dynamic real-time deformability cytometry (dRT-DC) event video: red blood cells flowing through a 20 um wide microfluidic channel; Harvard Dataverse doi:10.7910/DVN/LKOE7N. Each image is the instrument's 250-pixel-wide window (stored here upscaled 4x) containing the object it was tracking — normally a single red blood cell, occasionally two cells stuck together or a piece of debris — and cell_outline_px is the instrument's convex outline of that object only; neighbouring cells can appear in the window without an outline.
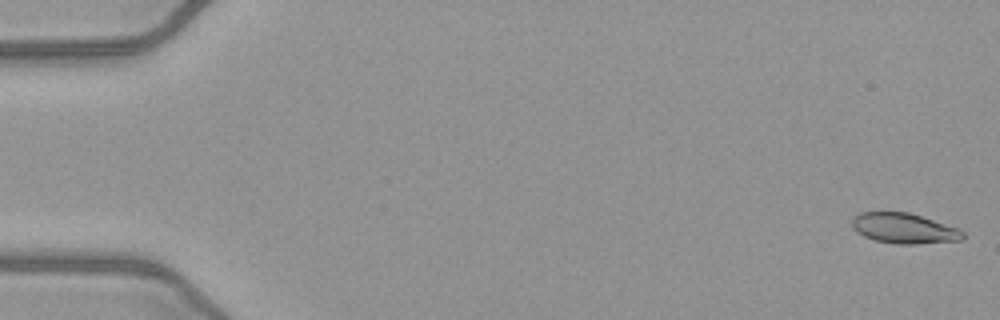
{"species": "common noctule bat (a hibernating species)", "species_latin": "Nyctalus noctula", "temperature_condition": "warm", "stored_images_in_passage": 23, "camera_frame_rate_fps": 3000, "um_per_image_px": 0.085, "animal": {"sex": "female", "body_mass_g": 21.9}, "frame": {"image": 1, "passage_image": 1, "time_ms": 0.0, "image_size_px": [1000, 320], "cell_outline_px": [[964, 236], [960, 240], [916, 244], [896, 244], [876, 240], [864, 236], [856, 232], [852, 228], [852, 220], [860, 212], [908, 212], [960, 228], [964, 232]], "centroid_in_image_um": [76.85, 19.41], "position_along_channel_um": 8.2, "area_um2": 19.54}}
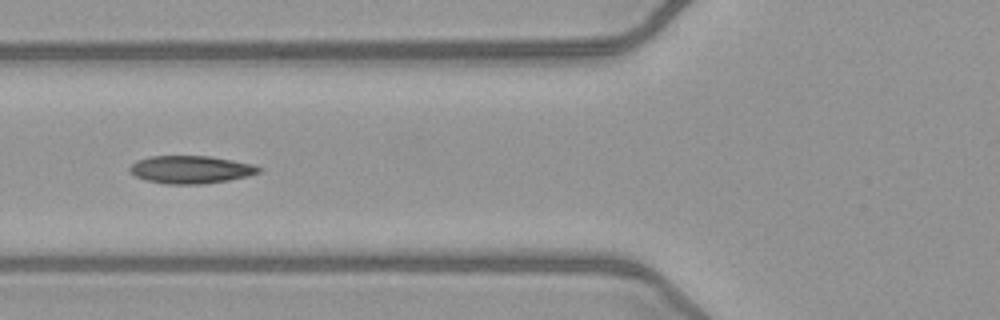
{"frame": {"image": 2, "passage_image": 20, "time_ms": 6.333, "image_size_px": [1000, 320], "cell_outline_px": [[264, 168], [260, 172], [248, 176], [228, 180], [200, 184], [168, 184], [148, 180], [136, 176], [128, 168], [136, 160], [152, 156], [212, 156], [252, 164]], "centroid_in_image_um": [16.25, 14.4], "position_along_channel_um": 109.5, "area_um2": 20.75}}
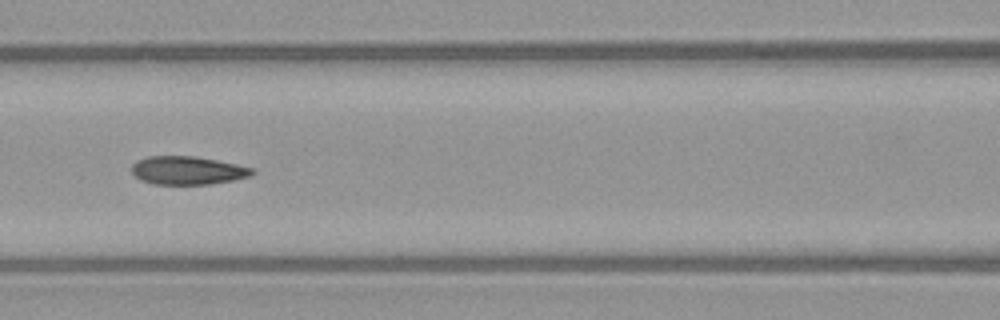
{"frame": {"image": 3, "passage_image": 23, "time_ms": 7.333, "image_size_px": [1000, 320], "cell_outline_px": [[256, 172], [248, 176], [232, 180], [208, 184], [152, 184], [140, 180], [132, 172], [132, 164], [136, 160], [148, 156], [196, 156], [256, 168]], "centroid_in_image_um": [15.93, 14.48], "position_along_channel_um": 150.7, "area_um2": 19.88}}